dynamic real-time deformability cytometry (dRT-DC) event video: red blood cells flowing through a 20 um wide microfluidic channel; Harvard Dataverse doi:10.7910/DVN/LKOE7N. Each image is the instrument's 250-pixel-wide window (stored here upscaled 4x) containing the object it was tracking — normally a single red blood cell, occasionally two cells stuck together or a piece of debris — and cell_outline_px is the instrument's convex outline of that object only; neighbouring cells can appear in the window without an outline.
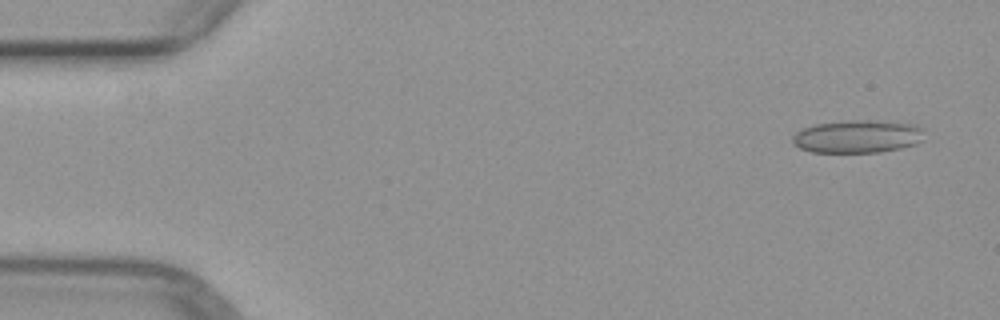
{"species": "common noctule bat (a hibernating species)", "species_latin": "Nyctalus noctula", "temperature_condition": "warm", "stored_images_in_passage": 5, "camera_frame_rate_fps": 3000, "um_per_image_px": 0.085, "animal": {"sex": "female", "body_mass_g": 29.2, "forearm_length_mm": 56.3}, "frame": {"image": 1, "passage_image": 1, "time_ms": 0.0, "image_size_px": [1000, 320], "cell_outline_px": [[924, 128], [920, 140], [912, 144], [900, 148], [880, 152], [812, 152], [800, 148], [792, 140], [792, 136], [796, 132], [804, 128], [816, 124], [852, 120], [864, 120], [912, 124]], "centroid_in_image_um": [72.86, 11.6], "position_along_channel_um": 12.1, "area_um2": 24.74}}